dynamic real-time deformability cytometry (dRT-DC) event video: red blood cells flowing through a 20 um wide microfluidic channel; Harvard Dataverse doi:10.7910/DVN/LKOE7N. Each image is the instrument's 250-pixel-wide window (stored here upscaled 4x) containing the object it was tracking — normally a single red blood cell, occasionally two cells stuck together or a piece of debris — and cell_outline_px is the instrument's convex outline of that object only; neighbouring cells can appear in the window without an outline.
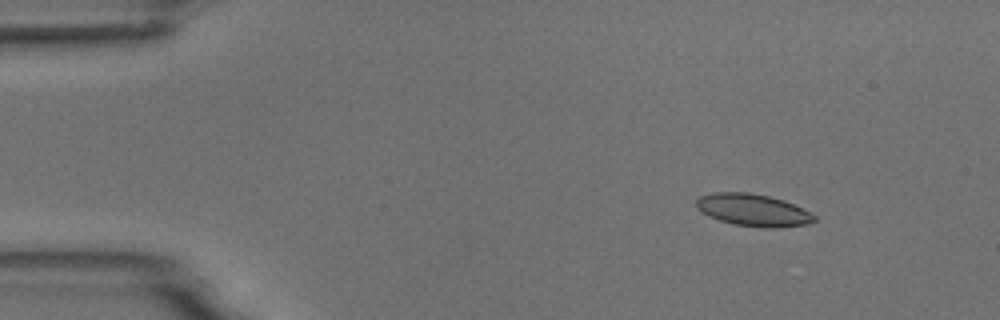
{"species": "common noctule bat (a hibernating species)", "species_latin": "Nyctalus noctula", "temperature_condition": "room temperature", "stored_images_in_passage": 55, "camera_frame_rate_fps": 3000, "um_per_image_px": 0.085, "animal": {"sex": "male", "body_mass_g": 18.8}, "frame": {"image": 1, "passage_image": 7, "time_ms": 2.0, "image_size_px": [1000, 320], "cell_outline_px": [[816, 220], [808, 224], [776, 228], [764, 228], [736, 224], [720, 220], [708, 216], [700, 212], [696, 208], [696, 200], [700, 196], [712, 192], [748, 192], [768, 196], [784, 200], [816, 216]], "centroid_in_image_um": [63.97, 17.85], "position_along_channel_um": 21.0, "area_um2": 22.08}}
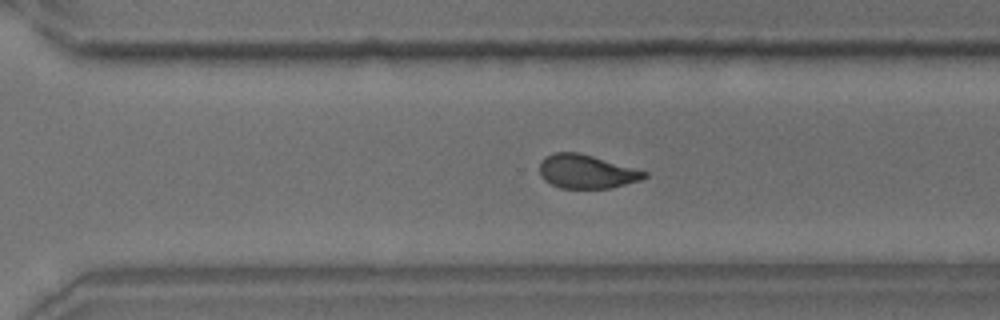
{"frame": {"image": 2, "passage_image": 38, "time_ms": 12.333, "image_size_px": [1000, 320], "cell_outline_px": [[648, 176], [640, 180], [612, 188], [560, 188], [544, 180], [540, 176], [540, 160], [544, 156], [552, 152], [576, 152], [592, 156], [648, 172]], "centroid_in_image_um": [49.82, 14.58], "position_along_channel_um": 320.8, "area_um2": 20.58}}
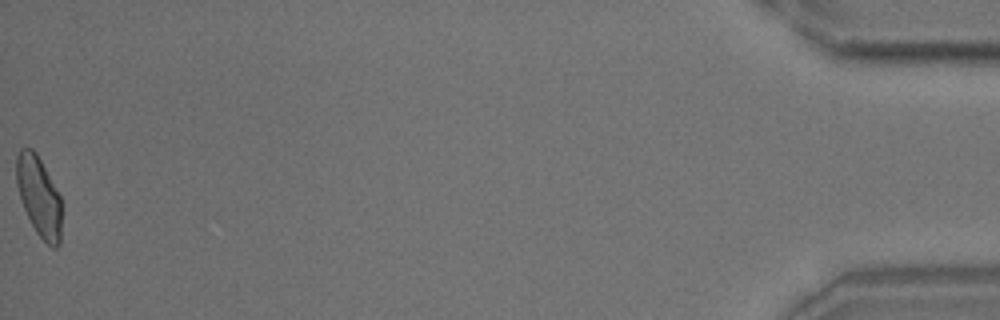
{"frame": {"image": 3, "passage_image": 55, "time_ms": 18.0, "image_size_px": [1000, 320], "cell_outline_px": [[60, 244], [56, 248], [52, 248], [36, 232], [24, 208], [16, 184], [16, 156], [20, 148], [32, 148], [36, 152], [60, 196]], "centroid_in_image_um": [3.29, 16.67], "position_along_channel_um": 431.9, "area_um2": 20.69}, "authors_computed_cell_mechanics": {"area_um2": 21.7906, "velocity_mm_per_s": 3.7032, "shape_relaxation_time_tau1_ms": null, "shape_relaxation_time_tau2_ms": 1.8166, "deformation_change_tau1": null, "deformation_change_tau2": 0.0754}}